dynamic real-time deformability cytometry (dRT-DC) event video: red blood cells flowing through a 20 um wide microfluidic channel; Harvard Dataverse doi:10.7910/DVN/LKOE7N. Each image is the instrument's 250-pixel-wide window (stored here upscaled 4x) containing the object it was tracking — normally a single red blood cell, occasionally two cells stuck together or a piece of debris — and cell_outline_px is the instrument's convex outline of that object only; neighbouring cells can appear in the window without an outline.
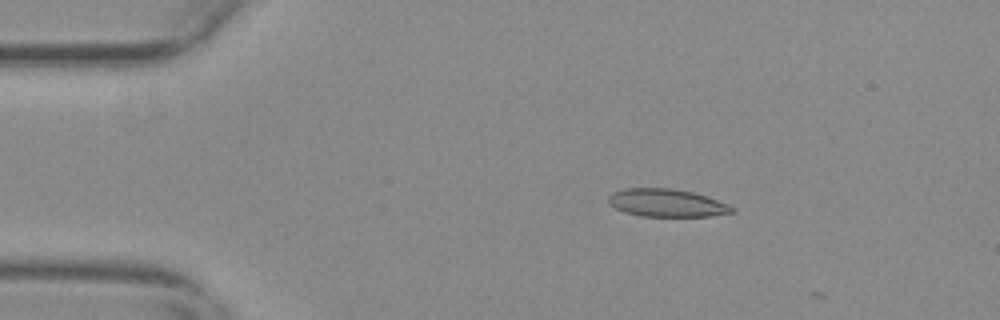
{"species": "common noctule bat (a hibernating species)", "species_latin": "Nyctalus noctula", "temperature_condition": "warm", "stored_images_in_passage": 3, "camera_frame_rate_fps": 3000, "um_per_image_px": 0.085, "animal": {"sex": "female", "body_mass_g": 29.2, "forearm_length_mm": 56.3}, "frame": {"image": 1, "passage_image": 1, "time_ms": 0.0, "image_size_px": [1000, 320], "cell_outline_px": [[736, 212], [712, 216], [640, 216], [624, 212], [608, 204], [608, 196], [612, 192], [624, 188], [672, 188], [692, 192], [728, 204], [736, 208]], "centroid_in_image_um": [56.65, 17.25], "position_along_channel_um": 28.3, "area_um2": 20.11}}